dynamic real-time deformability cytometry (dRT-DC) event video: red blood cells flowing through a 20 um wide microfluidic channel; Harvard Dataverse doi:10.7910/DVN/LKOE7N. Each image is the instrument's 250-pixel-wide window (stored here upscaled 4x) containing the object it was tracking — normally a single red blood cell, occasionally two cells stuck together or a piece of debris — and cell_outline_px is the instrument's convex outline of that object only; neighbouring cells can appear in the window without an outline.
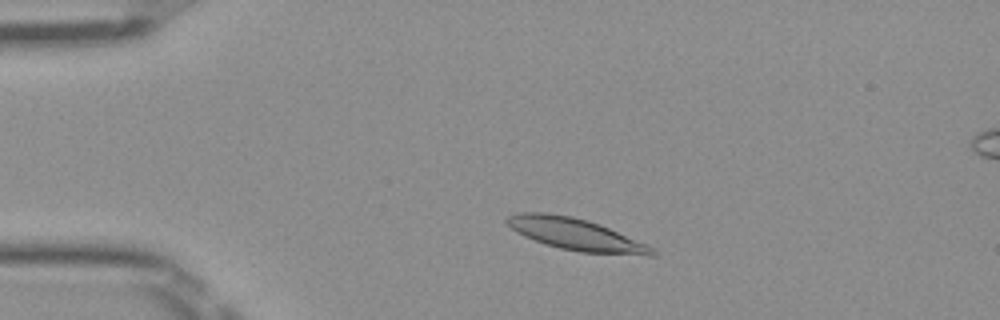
{"species": "Egyptian fruit bat (a non-hibernating species)", "species_latin": "Rousettus aegyptiacus", "temperature_condition": "room temperature", "stored_images_in_passage": 46, "camera_frame_rate_fps": 3000, "um_per_image_px": 0.085, "frame": {"image": 1, "passage_image": 6, "time_ms": 1.667, "image_size_px": [1000, 320], "cell_outline_px": [[660, 252], [656, 256], [648, 256], [580, 252], [560, 248], [524, 236], [516, 232], [504, 220], [508, 216], [520, 212], [544, 212], [572, 216], [588, 220], [600, 224], [648, 244], [656, 248]], "centroid_in_image_um": [49.04, 19.93], "position_along_channel_um": 36.0, "area_um2": 27.17}}
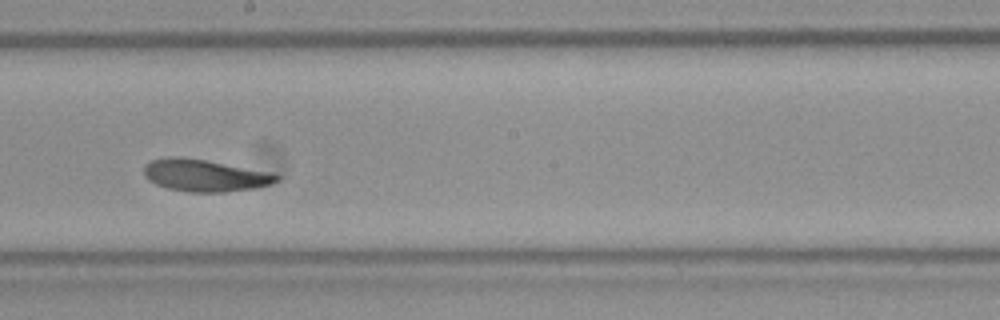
{"frame": {"image": 2, "passage_image": 24, "time_ms": 7.667, "image_size_px": [1000, 320], "cell_outline_px": [[280, 176], [276, 180], [268, 184], [256, 188], [224, 192], [188, 192], [168, 188], [156, 184], [148, 180], [144, 176], [144, 164], [152, 160], [168, 156], [176, 156], [204, 160], [276, 172]], "centroid_in_image_um": [17.41, 14.9], "position_along_channel_um": 230.8, "area_um2": 24.91}}
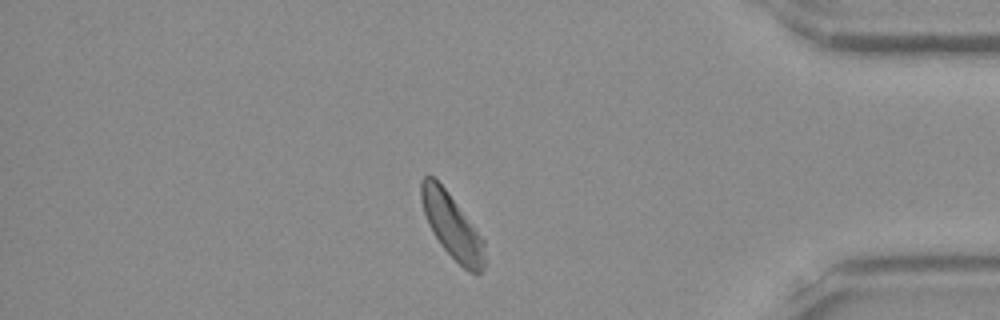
{"frame": {"image": 3, "passage_image": 39, "time_ms": 12.667, "image_size_px": [1000, 320], "cell_outline_px": [[484, 264], [480, 272], [468, 272], [440, 244], [432, 232], [428, 224], [424, 212], [420, 196], [420, 180], [424, 176], [432, 176], [444, 188], [484, 240]], "centroid_in_image_um": [38.38, 19.2], "position_along_channel_um": 396.8, "area_um2": 23.12}, "authors_computed_cell_mechanics": {"area_um2": 24.9118, "velocity_mm_per_s": 3.9466, "shape_relaxation_time_tau1_ms": 2.4061, "shape_relaxation_time_tau2_ms": 2.1421, "deformation_change_tau1": 0.1032, "deformation_change_tau2": 0.0679}}